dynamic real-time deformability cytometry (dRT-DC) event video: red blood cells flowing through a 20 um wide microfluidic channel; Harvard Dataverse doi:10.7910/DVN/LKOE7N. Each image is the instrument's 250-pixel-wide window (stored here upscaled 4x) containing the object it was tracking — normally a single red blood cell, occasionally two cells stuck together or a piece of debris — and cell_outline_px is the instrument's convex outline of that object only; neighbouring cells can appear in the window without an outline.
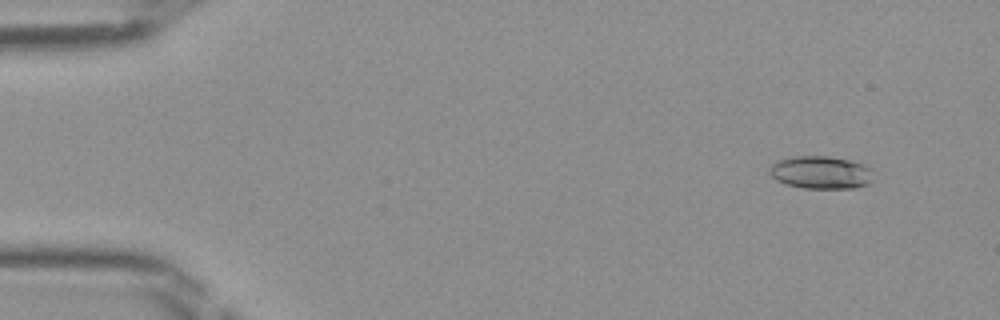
{"species": "Egyptian fruit bat (a non-hibernating species)", "species_latin": "Rousettus aegyptiacus", "temperature_condition": "room temperature", "stored_images_in_passage": 47, "camera_frame_rate_fps": 3000, "um_per_image_px": 0.085, "frame": {"image": 1, "passage_image": 4, "time_ms": 1.0, "image_size_px": [1000, 320], "cell_outline_px": [[872, 180], [868, 184], [856, 188], [804, 188], [788, 184], [776, 180], [768, 172], [768, 168], [772, 164], [780, 160], [792, 156], [828, 156], [848, 160], [864, 164], [872, 168]], "centroid_in_image_um": [69.79, 14.65], "position_along_channel_um": 15.2, "area_um2": 19.88}}
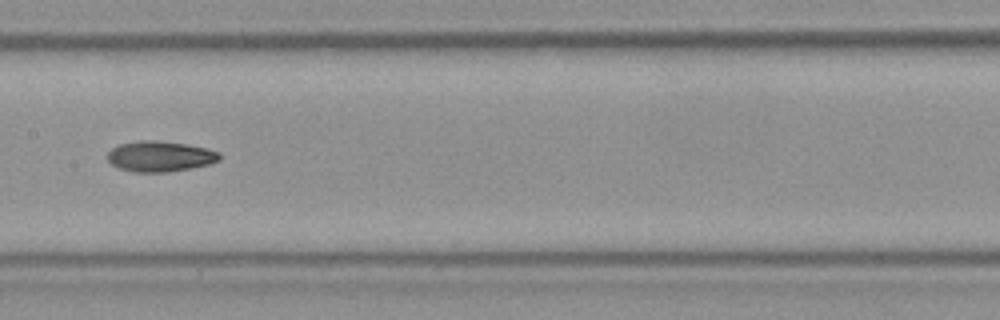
{"frame": {"image": 2, "passage_image": 24, "time_ms": 7.667, "image_size_px": [1000, 320], "cell_outline_px": [[220, 160], [208, 164], [192, 168], [168, 172], [132, 172], [120, 168], [112, 164], [108, 160], [108, 152], [112, 148], [120, 144], [140, 140], [156, 140], [184, 144], [208, 148], [220, 152]], "centroid_in_image_um": [13.61, 13.29], "position_along_channel_um": 193.8, "area_um2": 19.94}}
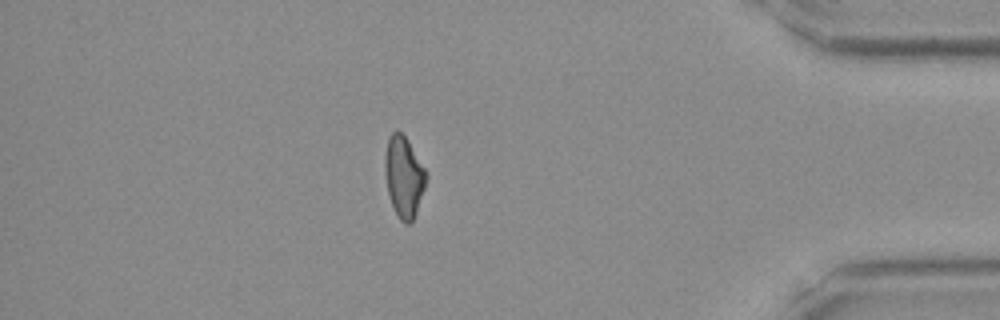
{"frame": {"image": 3, "passage_image": 41, "time_ms": 13.333, "image_size_px": [1000, 320], "cell_outline_px": [[428, 176], [416, 212], [412, 220], [408, 224], [404, 224], [400, 220], [392, 204], [388, 192], [384, 172], [384, 156], [388, 136], [392, 132], [400, 132], [404, 136], [428, 172]], "centroid_in_image_um": [34.32, 15.01], "position_along_channel_um": 400.9, "area_um2": 19.31}}